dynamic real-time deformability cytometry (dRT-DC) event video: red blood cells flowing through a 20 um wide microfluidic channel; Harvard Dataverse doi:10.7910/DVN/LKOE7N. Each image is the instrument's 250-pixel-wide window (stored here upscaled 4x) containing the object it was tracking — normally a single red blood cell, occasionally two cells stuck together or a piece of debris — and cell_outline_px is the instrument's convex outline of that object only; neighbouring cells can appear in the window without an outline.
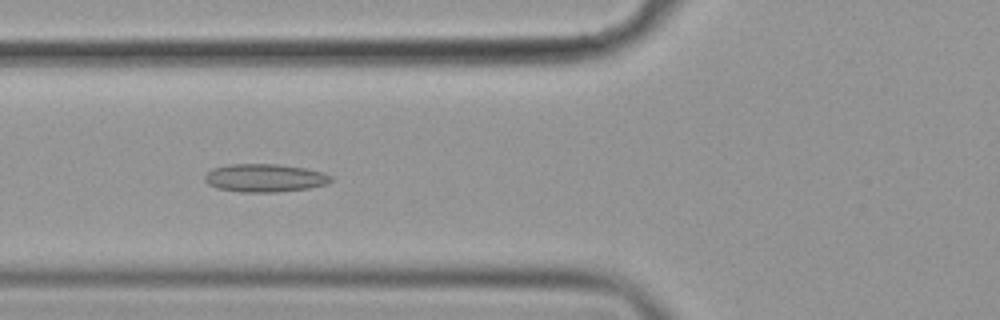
{"species": "common noctule bat (a hibernating species)", "species_latin": "Nyctalus noctula", "temperature_condition": "cold", "stored_images_in_passage": 56, "camera_frame_rate_fps": 3000, "um_per_image_px": 0.085, "animal": {"sex": "female", "body_mass_g": 19.9}, "frame": {"image": 1, "passage_image": 21, "time_ms": 6.667, "image_size_px": [1000, 320], "cell_outline_px": [[332, 180], [328, 184], [308, 188], [276, 192], [240, 192], [216, 188], [208, 184], [204, 180], [204, 176], [212, 168], [228, 164], [276, 164], [304, 168], [324, 172], [332, 176]], "centroid_in_image_um": [22.49, 15.12], "position_along_channel_um": 103.3, "area_um2": 20.75}}
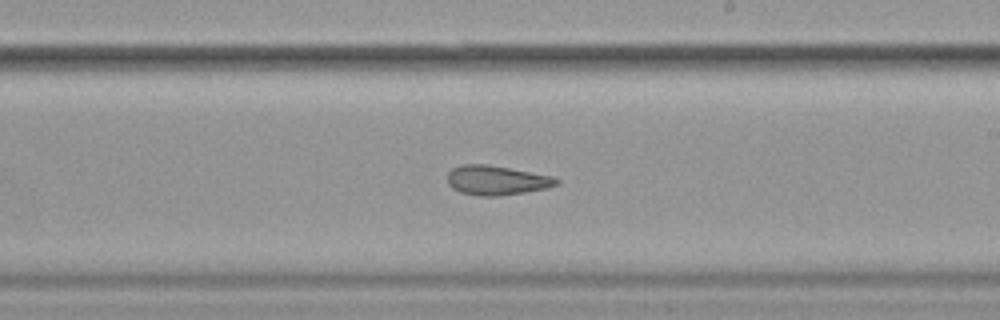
{"frame": {"image": 2, "passage_image": 33, "time_ms": 10.667, "image_size_px": [1000, 320], "cell_outline_px": [[560, 184], [548, 188], [524, 192], [496, 196], [480, 196], [460, 192], [452, 188], [448, 184], [448, 172], [452, 168], [460, 164], [484, 164], [508, 168], [552, 176], [560, 180]], "centroid_in_image_um": [42.2, 15.32], "position_along_channel_um": 246.8, "area_um2": 18.67}}
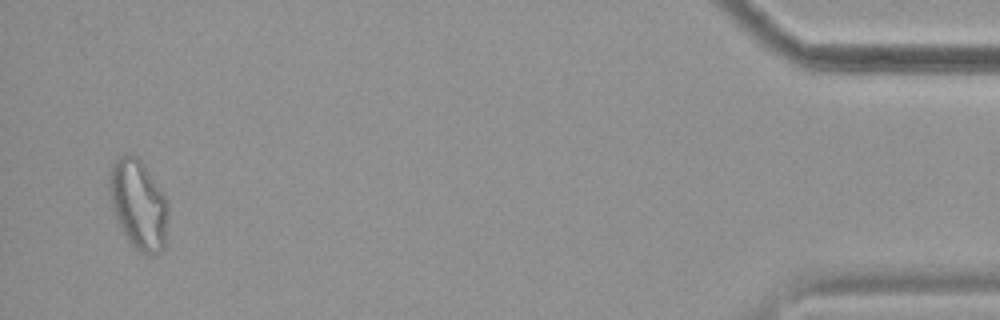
{"frame": {"image": 3, "passage_image": 54, "time_ms": 17.667, "image_size_px": [1000, 320], "cell_outline_px": [[168, 212], [164, 248], [160, 252], [152, 256], [140, 252], [128, 240], [116, 216], [112, 204], [112, 164], [120, 156], [128, 152], [140, 156], [168, 200]], "centroid_in_image_um": [11.84, 17.36], "position_along_channel_um": 423.4, "area_um2": 30.23}, "authors_computed_cell_mechanics": {"area_um2": 21.7328, "velocity_mm_per_s": 3.5912, "shape_relaxation_time_tau1_ms": null, "shape_relaxation_time_tau2_ms": 2.8396, "deformation_change_tau1": null, "deformation_change_tau2": 0.1132}}